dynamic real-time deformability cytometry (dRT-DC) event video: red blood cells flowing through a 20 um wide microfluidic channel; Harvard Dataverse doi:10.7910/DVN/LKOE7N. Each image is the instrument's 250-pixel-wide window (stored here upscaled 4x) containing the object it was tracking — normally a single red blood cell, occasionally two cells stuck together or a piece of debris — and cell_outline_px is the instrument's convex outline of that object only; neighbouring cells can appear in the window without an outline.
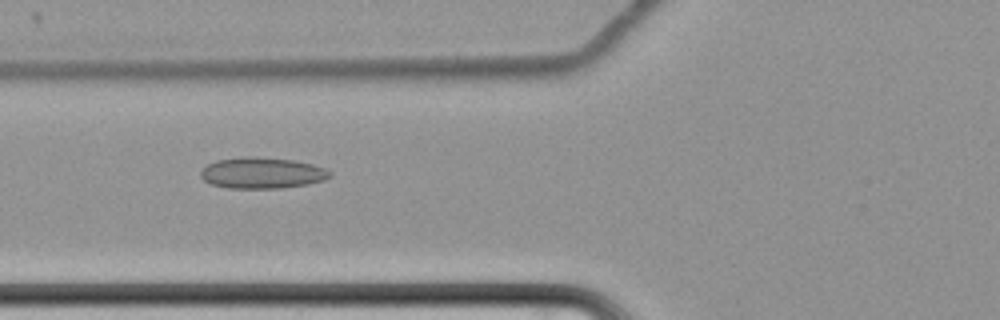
{"species": "common noctule bat (a hibernating species)", "species_latin": "Nyctalus noctula", "temperature_condition": "cold", "stored_images_in_passage": 57, "camera_frame_rate_fps": 3000, "um_per_image_px": 0.085, "animal": {"sex": "female", "body_mass_g": 22.7, "forearm_length_mm": 54.2}, "frame": {"image": 1, "passage_image": 21, "time_ms": 6.667, "image_size_px": [1000, 320], "cell_outline_px": [[332, 176], [324, 180], [308, 184], [280, 188], [228, 188], [212, 184], [204, 180], [200, 176], [200, 172], [208, 164], [216, 160], [244, 156], [252, 156], [292, 160], [312, 164], [324, 168], [332, 172]], "centroid_in_image_um": [22.28, 14.7], "position_along_channel_um": 103.5, "area_um2": 23.41}}
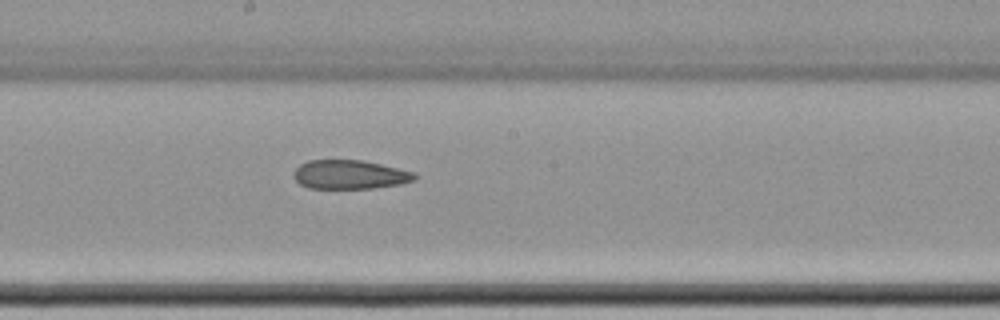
{"frame": {"image": 2, "passage_image": 31, "time_ms": 10.0, "image_size_px": [1000, 320], "cell_outline_px": [[416, 180], [400, 184], [372, 188], [308, 188], [300, 184], [292, 176], [296, 168], [300, 164], [308, 160], [360, 160], [380, 164], [416, 172]], "centroid_in_image_um": [29.73, 14.84], "position_along_channel_um": 218.5, "area_um2": 20.4}}
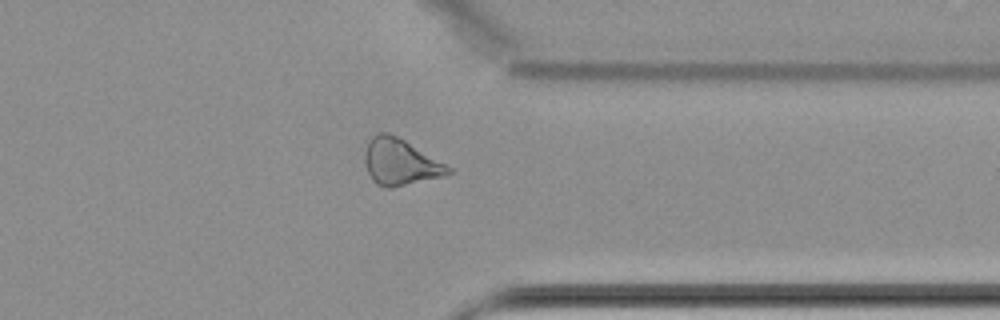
{"frame": {"image": 3, "passage_image": 45, "time_ms": 14.667, "image_size_px": [1000, 320], "cell_outline_px": [[452, 172], [444, 176], [392, 188], [388, 188], [376, 184], [372, 180], [364, 164], [364, 152], [368, 140], [376, 132], [388, 132], [404, 140], [452, 168]], "centroid_in_image_um": [33.97, 13.77], "position_along_channel_um": 377.4, "area_um2": 22.54}, "authors_computed_cell_mechanics": {"area_um2": 23.409, "velocity_mm_per_s": 3.4477, "shape_relaxation_time_tau1_ms": null, "shape_relaxation_time_tau2_ms": 10.5978, "deformation_change_tau1": null, "deformation_change_tau2": 0.222}}